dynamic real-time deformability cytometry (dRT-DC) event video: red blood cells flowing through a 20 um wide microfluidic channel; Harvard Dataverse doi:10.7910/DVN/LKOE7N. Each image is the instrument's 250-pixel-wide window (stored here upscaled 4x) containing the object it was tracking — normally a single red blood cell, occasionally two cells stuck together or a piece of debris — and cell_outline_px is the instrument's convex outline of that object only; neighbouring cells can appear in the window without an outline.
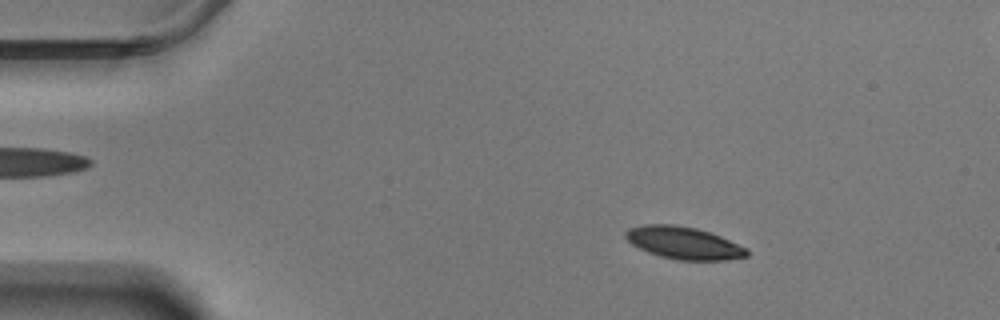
{"species": "Egyptian fruit bat (a non-hibernating species)", "species_latin": "Rousettus aegyptiacus", "temperature_condition": "warm", "stored_images_in_passage": 56, "camera_frame_rate_fps": 3000, "um_per_image_px": 0.085, "animal": {"sex": "male"}, "frame": {"image": 1, "passage_image": 7, "time_ms": 2.0, "image_size_px": [1000, 320], "cell_outline_px": [[748, 256], [724, 260], [680, 260], [660, 256], [648, 252], [632, 244], [624, 236], [624, 232], [628, 228], [644, 224], [672, 224], [696, 228], [720, 236], [748, 248]], "centroid_in_image_um": [58.1, 20.64], "position_along_channel_um": 26.9, "area_um2": 22.77}}
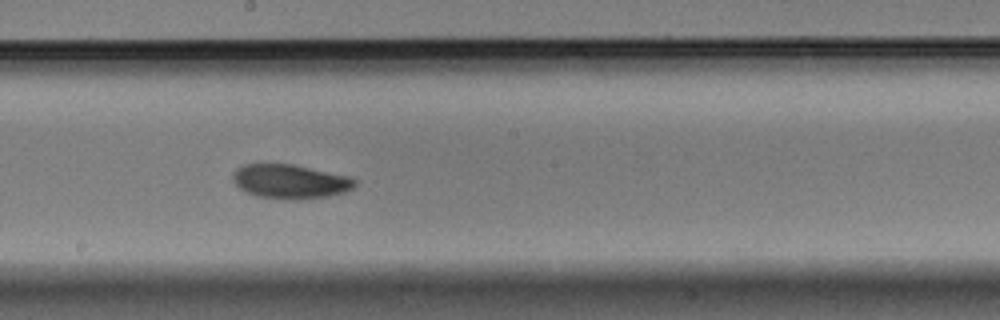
{"frame": {"image": 2, "passage_image": 30, "time_ms": 9.667, "image_size_px": [1000, 320], "cell_outline_px": [[356, 184], [352, 188], [344, 192], [328, 196], [296, 200], [284, 200], [256, 196], [240, 188], [232, 180], [232, 172], [236, 168], [244, 164], [292, 164], [348, 176], [356, 180]], "centroid_in_image_um": [24.63, 15.43], "position_along_channel_um": 223.6, "area_um2": 24.33}}
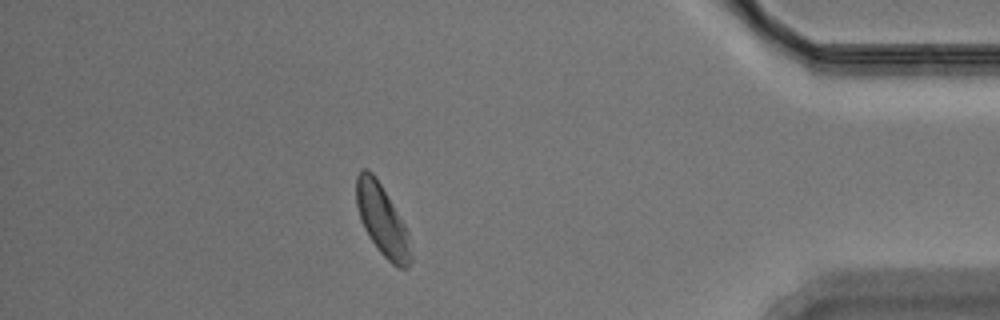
{"frame": {"image": 3, "passage_image": 49, "time_ms": 16.0, "image_size_px": [1000, 320], "cell_outline_px": [[412, 260], [408, 268], [400, 268], [392, 264], [380, 252], [368, 236], [360, 220], [356, 204], [356, 176], [364, 168], [368, 168], [376, 176], [404, 224], [408, 232], [412, 256]], "centroid_in_image_um": [32.48, 18.72], "position_along_channel_um": 402.7, "area_um2": 22.48}, "authors_computed_cell_mechanics": {"area_um2": 23.2356, "velocity_mm_per_s": 3.4563, "shape_relaxation_time_tau1_ms": 3.795, "shape_relaxation_time_tau2_ms": null, "deformation_change_tau1": 0.1148, "deformation_change_tau2": null}}